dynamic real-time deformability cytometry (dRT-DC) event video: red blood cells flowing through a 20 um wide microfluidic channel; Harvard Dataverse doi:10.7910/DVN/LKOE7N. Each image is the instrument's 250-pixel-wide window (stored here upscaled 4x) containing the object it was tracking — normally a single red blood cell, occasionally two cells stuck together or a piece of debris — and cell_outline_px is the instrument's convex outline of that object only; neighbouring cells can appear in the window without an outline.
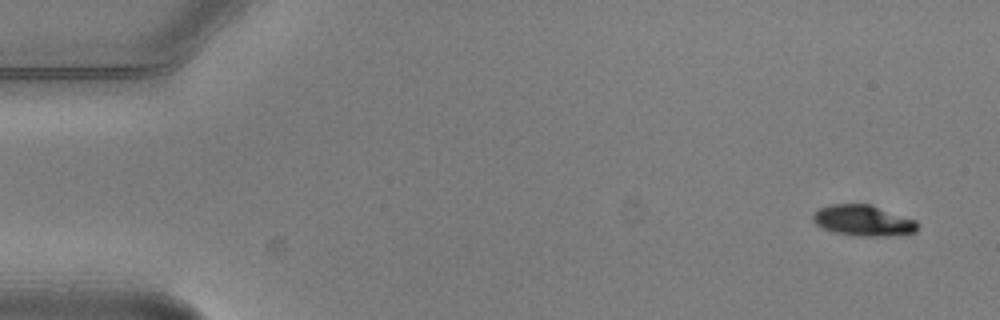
{"species": "common noctule bat (a hibernating species)", "species_latin": "Nyctalus noctula", "temperature_condition": "warm", "stored_images_in_passage": 7, "camera_frame_rate_fps": 3000, "um_per_image_px": 0.085, "animal": {"sex": "male", "body_mass_g": 20.5, "forearm_length_mm": 52.5}, "frame": {"image": 1, "passage_image": 1, "time_ms": 0.0, "image_size_px": [1000, 320], "cell_outline_px": [[920, 224], [916, 232], [888, 236], [856, 236], [832, 232], [820, 228], [812, 220], [812, 216], [820, 208], [832, 204], [872, 204], [916, 220]], "centroid_in_image_um": [73.39, 18.75], "position_along_channel_um": 11.6, "area_um2": 19.07}}
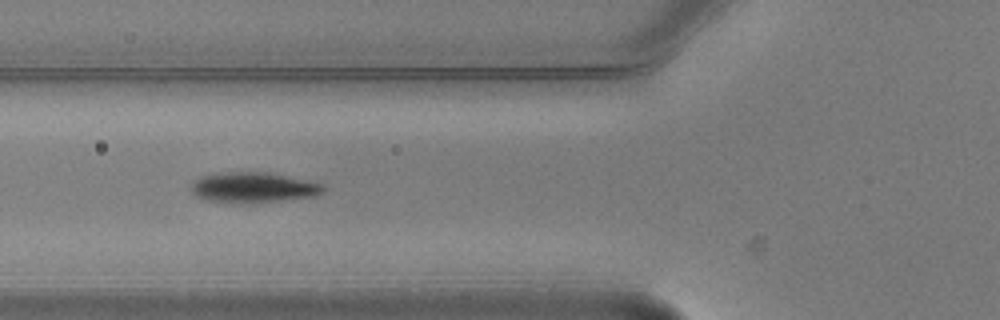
{"frame": {"image": 2, "passage_image": 6, "time_ms": 1.667, "image_size_px": [1000, 320], "cell_outline_px": [[324, 192], [316, 196], [252, 204], [208, 200], [196, 196], [192, 192], [192, 184], [200, 176], [232, 172], [268, 172], [308, 180], [324, 184]], "centroid_in_image_um": [21.59, 15.94], "position_along_channel_um": 104.2, "area_um2": 23.41}}
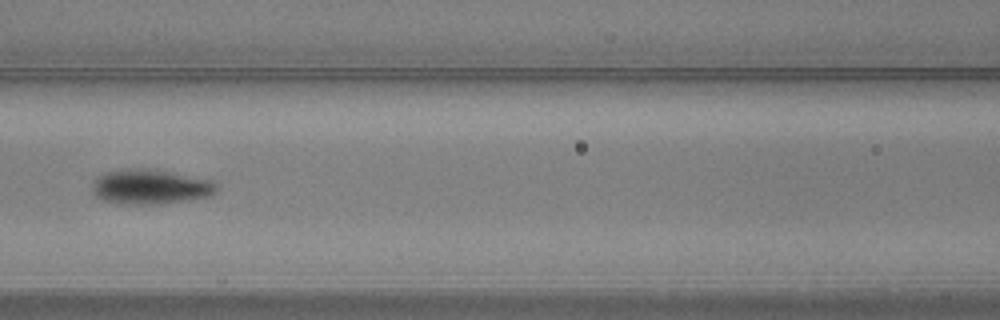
{"frame": {"image": 3, "passage_image": 7, "time_ms": 2.0, "image_size_px": [1000, 320], "cell_outline_px": [[216, 192], [208, 196], [164, 204], [120, 204], [104, 200], [96, 196], [92, 192], [92, 184], [96, 176], [108, 172], [164, 172], [212, 180], [216, 184]], "centroid_in_image_um": [12.77, 15.95], "position_along_channel_um": 153.8, "area_um2": 23.87}}